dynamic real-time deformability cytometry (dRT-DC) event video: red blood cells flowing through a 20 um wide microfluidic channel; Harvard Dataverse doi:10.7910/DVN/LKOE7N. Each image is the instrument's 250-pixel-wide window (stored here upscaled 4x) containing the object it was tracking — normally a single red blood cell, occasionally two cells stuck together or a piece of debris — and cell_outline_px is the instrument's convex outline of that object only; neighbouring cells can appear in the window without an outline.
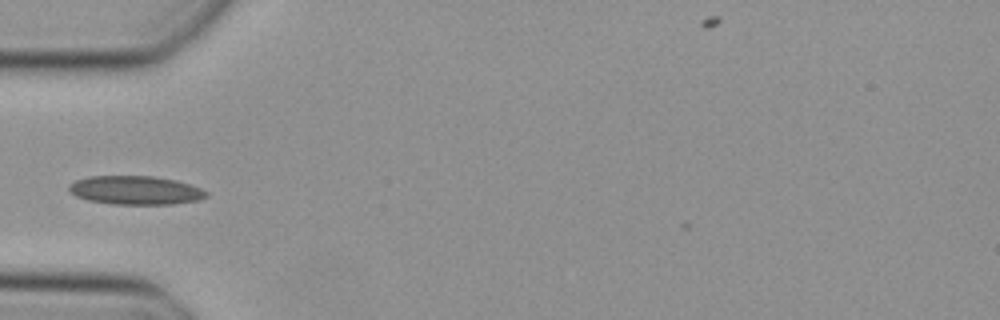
{"species": "Egyptian fruit bat (a non-hibernating species)", "species_latin": "Rousettus aegyptiacus", "temperature_condition": "cold", "stored_images_in_passage": 32, "camera_frame_rate_fps": 3000, "um_per_image_px": 0.085, "animal": {"sex": "female"}, "frame": {"image": 1, "passage_image": 1, "time_ms": 0.0, "image_size_px": [1000, 320], "cell_outline_px": [[208, 196], [200, 200], [172, 204], [112, 204], [88, 200], [76, 196], [68, 188], [68, 184], [76, 180], [88, 176], [156, 176], [176, 180], [192, 184], [208, 192]], "centroid_in_image_um": [11.55, 16.16], "position_along_channel_um": 73.5, "area_um2": 23.12}}
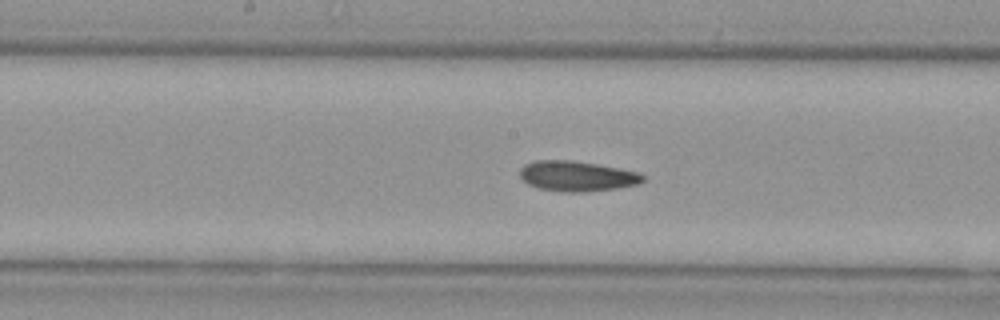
{"frame": {"image": 2, "passage_image": 10, "time_ms": 3.0, "image_size_px": [1000, 320], "cell_outline_px": [[644, 180], [640, 184], [616, 188], [580, 192], [564, 192], [540, 188], [528, 184], [520, 176], [520, 168], [524, 164], [536, 160], [572, 160], [596, 164], [640, 172], [644, 176]], "centroid_in_image_um": [49.05, 14.96], "position_along_channel_um": 199.2, "area_um2": 21.62}}
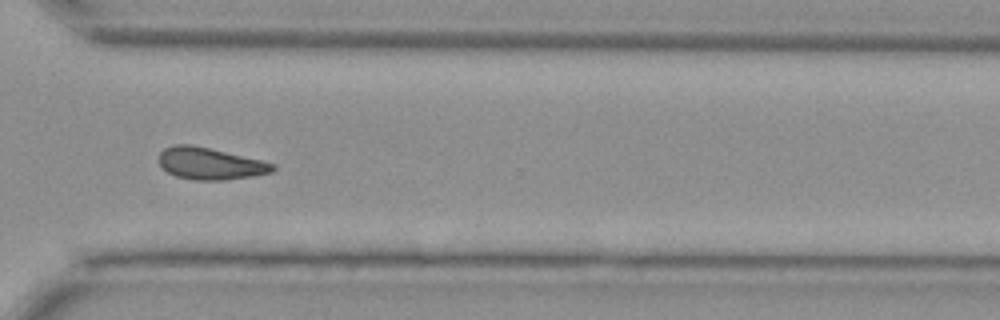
{"frame": {"image": 3, "passage_image": 21, "time_ms": 6.667, "image_size_px": [1000, 320], "cell_outline_px": [[276, 168], [272, 172], [252, 176], [228, 180], [196, 180], [176, 176], [160, 168], [160, 152], [164, 148], [172, 144], [192, 144], [260, 160], [276, 164]], "centroid_in_image_um": [17.84, 13.9], "position_along_channel_um": 352.8, "area_um2": 21.15}}